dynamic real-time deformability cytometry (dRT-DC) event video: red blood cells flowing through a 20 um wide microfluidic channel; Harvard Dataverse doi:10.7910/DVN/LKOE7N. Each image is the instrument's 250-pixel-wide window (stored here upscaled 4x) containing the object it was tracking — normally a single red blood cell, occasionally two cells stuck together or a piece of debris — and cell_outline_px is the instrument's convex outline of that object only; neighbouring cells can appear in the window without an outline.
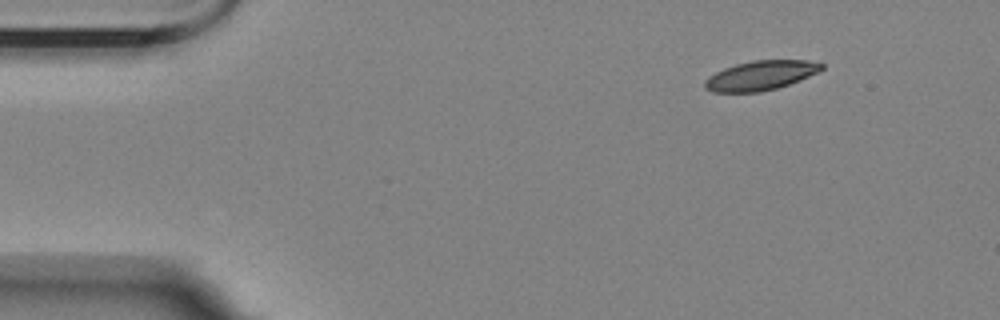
{"species": "Egyptian fruit bat (a non-hibernating species)", "species_latin": "Rousettus aegyptiacus", "temperature_condition": "room temperature", "stored_images_in_passage": 6, "camera_frame_rate_fps": 3000, "um_per_image_px": 0.085, "animal": {"sex": "female"}, "frame": {"image": 1, "passage_image": 1, "time_ms": 0.0, "image_size_px": [1000, 320], "cell_outline_px": [[824, 68], [800, 80], [776, 88], [760, 92], [712, 92], [704, 88], [704, 80], [708, 76], [724, 68], [736, 64], [752, 60], [808, 60], [824, 64]], "centroid_in_image_um": [64.62, 6.41], "position_along_channel_um": 20.4, "area_um2": 20.0}}
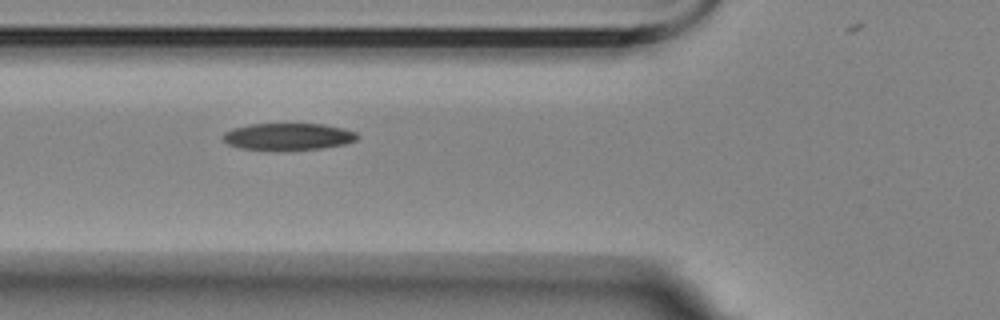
{"frame": {"image": 2, "passage_image": 5, "time_ms": 4.667, "image_size_px": [1000, 320], "cell_outline_px": [[360, 136], [356, 140], [344, 144], [324, 148], [240, 148], [228, 144], [224, 140], [224, 132], [232, 128], [248, 124], [324, 124], [344, 128], [356, 132]], "centroid_in_image_um": [24.54, 11.57], "position_along_channel_um": 101.3, "area_um2": 20.46}}
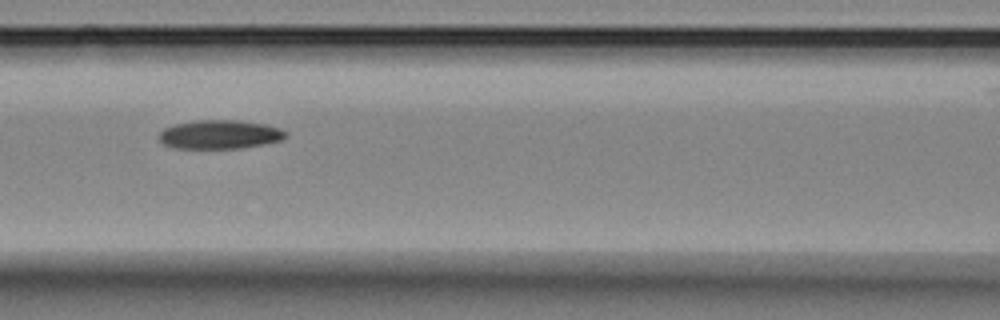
{"frame": {"image": 3, "passage_image": 6, "time_ms": 6.0, "image_size_px": [1000, 320], "cell_outline_px": [[288, 136], [284, 140], [264, 144], [240, 148], [176, 148], [164, 144], [160, 140], [160, 132], [164, 128], [176, 124], [196, 120], [240, 120], [264, 124], [280, 128], [288, 132]], "centroid_in_image_um": [18.74, 11.42], "position_along_channel_um": 147.9, "area_um2": 21.33}}